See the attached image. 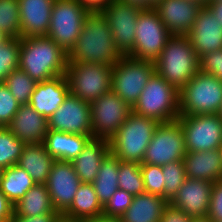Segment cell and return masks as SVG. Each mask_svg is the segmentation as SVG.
I'll list each match as a JSON object with an SVG mask.
<instances>
[{
	"label": "cell",
	"mask_w": 222,
	"mask_h": 222,
	"mask_svg": "<svg viewBox=\"0 0 222 222\" xmlns=\"http://www.w3.org/2000/svg\"><path fill=\"white\" fill-rule=\"evenodd\" d=\"M122 57L107 20L101 13H90L79 38L68 53V62L113 66Z\"/></svg>",
	"instance_id": "cell-1"
},
{
	"label": "cell",
	"mask_w": 222,
	"mask_h": 222,
	"mask_svg": "<svg viewBox=\"0 0 222 222\" xmlns=\"http://www.w3.org/2000/svg\"><path fill=\"white\" fill-rule=\"evenodd\" d=\"M68 54L47 36L21 38L19 69L36 83L65 75Z\"/></svg>",
	"instance_id": "cell-2"
},
{
	"label": "cell",
	"mask_w": 222,
	"mask_h": 222,
	"mask_svg": "<svg viewBox=\"0 0 222 222\" xmlns=\"http://www.w3.org/2000/svg\"><path fill=\"white\" fill-rule=\"evenodd\" d=\"M154 63L155 72L178 90L200 70V58L186 35H171Z\"/></svg>",
	"instance_id": "cell-3"
},
{
	"label": "cell",
	"mask_w": 222,
	"mask_h": 222,
	"mask_svg": "<svg viewBox=\"0 0 222 222\" xmlns=\"http://www.w3.org/2000/svg\"><path fill=\"white\" fill-rule=\"evenodd\" d=\"M158 122L130 112L127 119L109 140L110 153L123 162L142 164Z\"/></svg>",
	"instance_id": "cell-4"
},
{
	"label": "cell",
	"mask_w": 222,
	"mask_h": 222,
	"mask_svg": "<svg viewBox=\"0 0 222 222\" xmlns=\"http://www.w3.org/2000/svg\"><path fill=\"white\" fill-rule=\"evenodd\" d=\"M131 111L158 123L174 121L179 117V90L155 72Z\"/></svg>",
	"instance_id": "cell-5"
},
{
	"label": "cell",
	"mask_w": 222,
	"mask_h": 222,
	"mask_svg": "<svg viewBox=\"0 0 222 222\" xmlns=\"http://www.w3.org/2000/svg\"><path fill=\"white\" fill-rule=\"evenodd\" d=\"M222 102V81L198 71L179 90V116L217 114Z\"/></svg>",
	"instance_id": "cell-6"
},
{
	"label": "cell",
	"mask_w": 222,
	"mask_h": 222,
	"mask_svg": "<svg viewBox=\"0 0 222 222\" xmlns=\"http://www.w3.org/2000/svg\"><path fill=\"white\" fill-rule=\"evenodd\" d=\"M155 73V63L123 56L112 66L111 90L133 107Z\"/></svg>",
	"instance_id": "cell-7"
},
{
	"label": "cell",
	"mask_w": 222,
	"mask_h": 222,
	"mask_svg": "<svg viewBox=\"0 0 222 222\" xmlns=\"http://www.w3.org/2000/svg\"><path fill=\"white\" fill-rule=\"evenodd\" d=\"M65 76L70 93L92 103L111 90L112 66L68 62Z\"/></svg>",
	"instance_id": "cell-8"
},
{
	"label": "cell",
	"mask_w": 222,
	"mask_h": 222,
	"mask_svg": "<svg viewBox=\"0 0 222 222\" xmlns=\"http://www.w3.org/2000/svg\"><path fill=\"white\" fill-rule=\"evenodd\" d=\"M89 14L77 0H55L46 36L68 54L79 38Z\"/></svg>",
	"instance_id": "cell-9"
},
{
	"label": "cell",
	"mask_w": 222,
	"mask_h": 222,
	"mask_svg": "<svg viewBox=\"0 0 222 222\" xmlns=\"http://www.w3.org/2000/svg\"><path fill=\"white\" fill-rule=\"evenodd\" d=\"M186 153L180 121L176 119L159 123L145 151L142 164L163 166L173 161L183 160Z\"/></svg>",
	"instance_id": "cell-10"
},
{
	"label": "cell",
	"mask_w": 222,
	"mask_h": 222,
	"mask_svg": "<svg viewBox=\"0 0 222 222\" xmlns=\"http://www.w3.org/2000/svg\"><path fill=\"white\" fill-rule=\"evenodd\" d=\"M171 37L154 8L141 10L135 28V44L129 55L140 60L155 61Z\"/></svg>",
	"instance_id": "cell-11"
},
{
	"label": "cell",
	"mask_w": 222,
	"mask_h": 222,
	"mask_svg": "<svg viewBox=\"0 0 222 222\" xmlns=\"http://www.w3.org/2000/svg\"><path fill=\"white\" fill-rule=\"evenodd\" d=\"M187 152L219 149L222 146V120L217 114L179 116Z\"/></svg>",
	"instance_id": "cell-12"
},
{
	"label": "cell",
	"mask_w": 222,
	"mask_h": 222,
	"mask_svg": "<svg viewBox=\"0 0 222 222\" xmlns=\"http://www.w3.org/2000/svg\"><path fill=\"white\" fill-rule=\"evenodd\" d=\"M92 137L110 140L127 119L131 107L110 90L90 103Z\"/></svg>",
	"instance_id": "cell-13"
},
{
	"label": "cell",
	"mask_w": 222,
	"mask_h": 222,
	"mask_svg": "<svg viewBox=\"0 0 222 222\" xmlns=\"http://www.w3.org/2000/svg\"><path fill=\"white\" fill-rule=\"evenodd\" d=\"M141 9L120 0H113L101 12L107 20L115 46L123 56L133 52L135 28Z\"/></svg>",
	"instance_id": "cell-14"
},
{
	"label": "cell",
	"mask_w": 222,
	"mask_h": 222,
	"mask_svg": "<svg viewBox=\"0 0 222 222\" xmlns=\"http://www.w3.org/2000/svg\"><path fill=\"white\" fill-rule=\"evenodd\" d=\"M48 130L92 135L90 103L70 93L48 119Z\"/></svg>",
	"instance_id": "cell-15"
},
{
	"label": "cell",
	"mask_w": 222,
	"mask_h": 222,
	"mask_svg": "<svg viewBox=\"0 0 222 222\" xmlns=\"http://www.w3.org/2000/svg\"><path fill=\"white\" fill-rule=\"evenodd\" d=\"M80 184L71 162H53L46 186L55 210L61 215L71 206Z\"/></svg>",
	"instance_id": "cell-16"
},
{
	"label": "cell",
	"mask_w": 222,
	"mask_h": 222,
	"mask_svg": "<svg viewBox=\"0 0 222 222\" xmlns=\"http://www.w3.org/2000/svg\"><path fill=\"white\" fill-rule=\"evenodd\" d=\"M202 7L192 0H161L153 8L171 35H186Z\"/></svg>",
	"instance_id": "cell-17"
},
{
	"label": "cell",
	"mask_w": 222,
	"mask_h": 222,
	"mask_svg": "<svg viewBox=\"0 0 222 222\" xmlns=\"http://www.w3.org/2000/svg\"><path fill=\"white\" fill-rule=\"evenodd\" d=\"M212 186V182L186 178L169 203L191 218L207 217Z\"/></svg>",
	"instance_id": "cell-18"
},
{
	"label": "cell",
	"mask_w": 222,
	"mask_h": 222,
	"mask_svg": "<svg viewBox=\"0 0 222 222\" xmlns=\"http://www.w3.org/2000/svg\"><path fill=\"white\" fill-rule=\"evenodd\" d=\"M186 36L199 58L222 49V27L206 6L201 8Z\"/></svg>",
	"instance_id": "cell-19"
},
{
	"label": "cell",
	"mask_w": 222,
	"mask_h": 222,
	"mask_svg": "<svg viewBox=\"0 0 222 222\" xmlns=\"http://www.w3.org/2000/svg\"><path fill=\"white\" fill-rule=\"evenodd\" d=\"M55 0H18L20 38L46 36Z\"/></svg>",
	"instance_id": "cell-20"
},
{
	"label": "cell",
	"mask_w": 222,
	"mask_h": 222,
	"mask_svg": "<svg viewBox=\"0 0 222 222\" xmlns=\"http://www.w3.org/2000/svg\"><path fill=\"white\" fill-rule=\"evenodd\" d=\"M69 94L67 78L60 75L37 83L29 105L48 120Z\"/></svg>",
	"instance_id": "cell-21"
},
{
	"label": "cell",
	"mask_w": 222,
	"mask_h": 222,
	"mask_svg": "<svg viewBox=\"0 0 222 222\" xmlns=\"http://www.w3.org/2000/svg\"><path fill=\"white\" fill-rule=\"evenodd\" d=\"M25 144L43 143L48 131V120L29 104L20 105L11 122L6 126Z\"/></svg>",
	"instance_id": "cell-22"
},
{
	"label": "cell",
	"mask_w": 222,
	"mask_h": 222,
	"mask_svg": "<svg viewBox=\"0 0 222 222\" xmlns=\"http://www.w3.org/2000/svg\"><path fill=\"white\" fill-rule=\"evenodd\" d=\"M186 178L215 182L222 179V165L219 149L187 152L183 158Z\"/></svg>",
	"instance_id": "cell-23"
},
{
	"label": "cell",
	"mask_w": 222,
	"mask_h": 222,
	"mask_svg": "<svg viewBox=\"0 0 222 222\" xmlns=\"http://www.w3.org/2000/svg\"><path fill=\"white\" fill-rule=\"evenodd\" d=\"M110 153L109 140L92 138L71 162L81 183H92L104 158Z\"/></svg>",
	"instance_id": "cell-24"
},
{
	"label": "cell",
	"mask_w": 222,
	"mask_h": 222,
	"mask_svg": "<svg viewBox=\"0 0 222 222\" xmlns=\"http://www.w3.org/2000/svg\"><path fill=\"white\" fill-rule=\"evenodd\" d=\"M92 138V135H77L48 130L43 144L55 160L72 162Z\"/></svg>",
	"instance_id": "cell-25"
},
{
	"label": "cell",
	"mask_w": 222,
	"mask_h": 222,
	"mask_svg": "<svg viewBox=\"0 0 222 222\" xmlns=\"http://www.w3.org/2000/svg\"><path fill=\"white\" fill-rule=\"evenodd\" d=\"M100 215H103V206L98 201L93 184L81 183L62 219L66 222H86Z\"/></svg>",
	"instance_id": "cell-26"
},
{
	"label": "cell",
	"mask_w": 222,
	"mask_h": 222,
	"mask_svg": "<svg viewBox=\"0 0 222 222\" xmlns=\"http://www.w3.org/2000/svg\"><path fill=\"white\" fill-rule=\"evenodd\" d=\"M54 161L43 143L26 144L17 165L26 170L36 184H46Z\"/></svg>",
	"instance_id": "cell-27"
},
{
	"label": "cell",
	"mask_w": 222,
	"mask_h": 222,
	"mask_svg": "<svg viewBox=\"0 0 222 222\" xmlns=\"http://www.w3.org/2000/svg\"><path fill=\"white\" fill-rule=\"evenodd\" d=\"M167 204L161 196L139 194L133 196L131 205L120 219L122 222H159Z\"/></svg>",
	"instance_id": "cell-28"
},
{
	"label": "cell",
	"mask_w": 222,
	"mask_h": 222,
	"mask_svg": "<svg viewBox=\"0 0 222 222\" xmlns=\"http://www.w3.org/2000/svg\"><path fill=\"white\" fill-rule=\"evenodd\" d=\"M14 212L20 216L34 217L48 213H59L55 210L46 184H35L14 204Z\"/></svg>",
	"instance_id": "cell-29"
},
{
	"label": "cell",
	"mask_w": 222,
	"mask_h": 222,
	"mask_svg": "<svg viewBox=\"0 0 222 222\" xmlns=\"http://www.w3.org/2000/svg\"><path fill=\"white\" fill-rule=\"evenodd\" d=\"M120 160L109 153L101 163L100 169L92 182L98 201L102 206L111 198L118 187Z\"/></svg>",
	"instance_id": "cell-30"
},
{
	"label": "cell",
	"mask_w": 222,
	"mask_h": 222,
	"mask_svg": "<svg viewBox=\"0 0 222 222\" xmlns=\"http://www.w3.org/2000/svg\"><path fill=\"white\" fill-rule=\"evenodd\" d=\"M35 184L36 183L26 170L22 169L18 165H13L3 169L0 181V190L14 205Z\"/></svg>",
	"instance_id": "cell-31"
},
{
	"label": "cell",
	"mask_w": 222,
	"mask_h": 222,
	"mask_svg": "<svg viewBox=\"0 0 222 222\" xmlns=\"http://www.w3.org/2000/svg\"><path fill=\"white\" fill-rule=\"evenodd\" d=\"M19 105L29 104L36 82L21 69L13 70L4 81Z\"/></svg>",
	"instance_id": "cell-32"
},
{
	"label": "cell",
	"mask_w": 222,
	"mask_h": 222,
	"mask_svg": "<svg viewBox=\"0 0 222 222\" xmlns=\"http://www.w3.org/2000/svg\"><path fill=\"white\" fill-rule=\"evenodd\" d=\"M118 178V187L132 196L145 193L144 181L139 163L120 161Z\"/></svg>",
	"instance_id": "cell-33"
},
{
	"label": "cell",
	"mask_w": 222,
	"mask_h": 222,
	"mask_svg": "<svg viewBox=\"0 0 222 222\" xmlns=\"http://www.w3.org/2000/svg\"><path fill=\"white\" fill-rule=\"evenodd\" d=\"M25 145L7 127H0V168L17 165Z\"/></svg>",
	"instance_id": "cell-34"
},
{
	"label": "cell",
	"mask_w": 222,
	"mask_h": 222,
	"mask_svg": "<svg viewBox=\"0 0 222 222\" xmlns=\"http://www.w3.org/2000/svg\"><path fill=\"white\" fill-rule=\"evenodd\" d=\"M0 32L7 38H20L18 0H0Z\"/></svg>",
	"instance_id": "cell-35"
},
{
	"label": "cell",
	"mask_w": 222,
	"mask_h": 222,
	"mask_svg": "<svg viewBox=\"0 0 222 222\" xmlns=\"http://www.w3.org/2000/svg\"><path fill=\"white\" fill-rule=\"evenodd\" d=\"M164 177V199L169 203L186 180L184 161H173L161 166Z\"/></svg>",
	"instance_id": "cell-36"
},
{
	"label": "cell",
	"mask_w": 222,
	"mask_h": 222,
	"mask_svg": "<svg viewBox=\"0 0 222 222\" xmlns=\"http://www.w3.org/2000/svg\"><path fill=\"white\" fill-rule=\"evenodd\" d=\"M21 38H8L0 46V82L19 67V52Z\"/></svg>",
	"instance_id": "cell-37"
},
{
	"label": "cell",
	"mask_w": 222,
	"mask_h": 222,
	"mask_svg": "<svg viewBox=\"0 0 222 222\" xmlns=\"http://www.w3.org/2000/svg\"><path fill=\"white\" fill-rule=\"evenodd\" d=\"M144 181L145 193L158 195L164 198V175L161 166L140 164Z\"/></svg>",
	"instance_id": "cell-38"
},
{
	"label": "cell",
	"mask_w": 222,
	"mask_h": 222,
	"mask_svg": "<svg viewBox=\"0 0 222 222\" xmlns=\"http://www.w3.org/2000/svg\"><path fill=\"white\" fill-rule=\"evenodd\" d=\"M132 199L131 194L118 188L103 206V215L121 218L131 205Z\"/></svg>",
	"instance_id": "cell-39"
},
{
	"label": "cell",
	"mask_w": 222,
	"mask_h": 222,
	"mask_svg": "<svg viewBox=\"0 0 222 222\" xmlns=\"http://www.w3.org/2000/svg\"><path fill=\"white\" fill-rule=\"evenodd\" d=\"M19 103L4 82H0V126L6 127L15 116Z\"/></svg>",
	"instance_id": "cell-40"
},
{
	"label": "cell",
	"mask_w": 222,
	"mask_h": 222,
	"mask_svg": "<svg viewBox=\"0 0 222 222\" xmlns=\"http://www.w3.org/2000/svg\"><path fill=\"white\" fill-rule=\"evenodd\" d=\"M200 71L213 74L222 81V49L200 57Z\"/></svg>",
	"instance_id": "cell-41"
},
{
	"label": "cell",
	"mask_w": 222,
	"mask_h": 222,
	"mask_svg": "<svg viewBox=\"0 0 222 222\" xmlns=\"http://www.w3.org/2000/svg\"><path fill=\"white\" fill-rule=\"evenodd\" d=\"M207 218L211 222H222V179L213 182Z\"/></svg>",
	"instance_id": "cell-42"
},
{
	"label": "cell",
	"mask_w": 222,
	"mask_h": 222,
	"mask_svg": "<svg viewBox=\"0 0 222 222\" xmlns=\"http://www.w3.org/2000/svg\"><path fill=\"white\" fill-rule=\"evenodd\" d=\"M191 217L186 215L180 208L168 203L159 222H191Z\"/></svg>",
	"instance_id": "cell-43"
},
{
	"label": "cell",
	"mask_w": 222,
	"mask_h": 222,
	"mask_svg": "<svg viewBox=\"0 0 222 222\" xmlns=\"http://www.w3.org/2000/svg\"><path fill=\"white\" fill-rule=\"evenodd\" d=\"M62 220V215L60 213H48L34 217H25L14 212L9 222H61Z\"/></svg>",
	"instance_id": "cell-44"
},
{
	"label": "cell",
	"mask_w": 222,
	"mask_h": 222,
	"mask_svg": "<svg viewBox=\"0 0 222 222\" xmlns=\"http://www.w3.org/2000/svg\"><path fill=\"white\" fill-rule=\"evenodd\" d=\"M14 213V205L0 190V222H9Z\"/></svg>",
	"instance_id": "cell-45"
},
{
	"label": "cell",
	"mask_w": 222,
	"mask_h": 222,
	"mask_svg": "<svg viewBox=\"0 0 222 222\" xmlns=\"http://www.w3.org/2000/svg\"><path fill=\"white\" fill-rule=\"evenodd\" d=\"M90 13H101L113 0H77Z\"/></svg>",
	"instance_id": "cell-46"
},
{
	"label": "cell",
	"mask_w": 222,
	"mask_h": 222,
	"mask_svg": "<svg viewBox=\"0 0 222 222\" xmlns=\"http://www.w3.org/2000/svg\"><path fill=\"white\" fill-rule=\"evenodd\" d=\"M205 6L212 12L222 27V1H209Z\"/></svg>",
	"instance_id": "cell-47"
},
{
	"label": "cell",
	"mask_w": 222,
	"mask_h": 222,
	"mask_svg": "<svg viewBox=\"0 0 222 222\" xmlns=\"http://www.w3.org/2000/svg\"><path fill=\"white\" fill-rule=\"evenodd\" d=\"M127 4H131L135 7L140 8L141 10H149L150 9V0H120Z\"/></svg>",
	"instance_id": "cell-48"
},
{
	"label": "cell",
	"mask_w": 222,
	"mask_h": 222,
	"mask_svg": "<svg viewBox=\"0 0 222 222\" xmlns=\"http://www.w3.org/2000/svg\"><path fill=\"white\" fill-rule=\"evenodd\" d=\"M86 222H122L120 218L109 217L105 215H100L94 219L87 220Z\"/></svg>",
	"instance_id": "cell-49"
},
{
	"label": "cell",
	"mask_w": 222,
	"mask_h": 222,
	"mask_svg": "<svg viewBox=\"0 0 222 222\" xmlns=\"http://www.w3.org/2000/svg\"><path fill=\"white\" fill-rule=\"evenodd\" d=\"M191 222H211V220H209L207 217H203V218H192Z\"/></svg>",
	"instance_id": "cell-50"
},
{
	"label": "cell",
	"mask_w": 222,
	"mask_h": 222,
	"mask_svg": "<svg viewBox=\"0 0 222 222\" xmlns=\"http://www.w3.org/2000/svg\"><path fill=\"white\" fill-rule=\"evenodd\" d=\"M8 38L6 36H4L1 32H0V46L7 40Z\"/></svg>",
	"instance_id": "cell-51"
},
{
	"label": "cell",
	"mask_w": 222,
	"mask_h": 222,
	"mask_svg": "<svg viewBox=\"0 0 222 222\" xmlns=\"http://www.w3.org/2000/svg\"><path fill=\"white\" fill-rule=\"evenodd\" d=\"M192 1H196L200 4H202L203 6H205L209 2V0H192Z\"/></svg>",
	"instance_id": "cell-52"
},
{
	"label": "cell",
	"mask_w": 222,
	"mask_h": 222,
	"mask_svg": "<svg viewBox=\"0 0 222 222\" xmlns=\"http://www.w3.org/2000/svg\"><path fill=\"white\" fill-rule=\"evenodd\" d=\"M159 1H161V0H150V9H152L154 7V5L156 3H158Z\"/></svg>",
	"instance_id": "cell-53"
},
{
	"label": "cell",
	"mask_w": 222,
	"mask_h": 222,
	"mask_svg": "<svg viewBox=\"0 0 222 222\" xmlns=\"http://www.w3.org/2000/svg\"><path fill=\"white\" fill-rule=\"evenodd\" d=\"M217 115H218V116L221 118V120H222V102H221V106H220V109H219Z\"/></svg>",
	"instance_id": "cell-54"
},
{
	"label": "cell",
	"mask_w": 222,
	"mask_h": 222,
	"mask_svg": "<svg viewBox=\"0 0 222 222\" xmlns=\"http://www.w3.org/2000/svg\"><path fill=\"white\" fill-rule=\"evenodd\" d=\"M220 150V156H221V165H222V146L219 148Z\"/></svg>",
	"instance_id": "cell-55"
},
{
	"label": "cell",
	"mask_w": 222,
	"mask_h": 222,
	"mask_svg": "<svg viewBox=\"0 0 222 222\" xmlns=\"http://www.w3.org/2000/svg\"><path fill=\"white\" fill-rule=\"evenodd\" d=\"M2 173H3V169L0 168V181H1Z\"/></svg>",
	"instance_id": "cell-56"
}]
</instances>
